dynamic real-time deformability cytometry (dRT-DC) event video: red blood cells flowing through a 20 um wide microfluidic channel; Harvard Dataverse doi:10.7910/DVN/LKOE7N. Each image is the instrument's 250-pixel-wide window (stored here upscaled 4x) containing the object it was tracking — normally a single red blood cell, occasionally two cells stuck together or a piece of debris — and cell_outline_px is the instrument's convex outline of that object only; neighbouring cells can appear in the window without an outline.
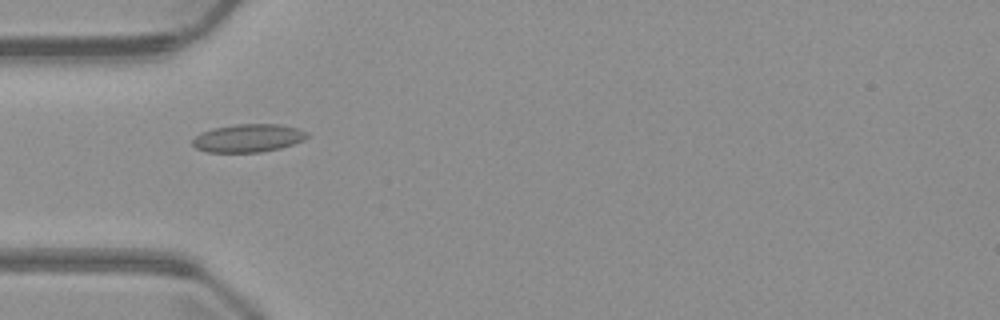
{"species": "common noctule bat (a hibernating species)", "species_latin": "Nyctalus noctula", "temperature_condition": "warm", "stored_images_in_passage": 6, "camera_frame_rate_fps": 3000, "um_per_image_px": 0.085, "animal": {"sex": "male", "body_mass_g": 23.1, "forearm_length_mm": 52.7}, "frame": {"image": 1, "passage_image": 4, "time_ms": 4.333, "image_size_px": [1000, 320], "cell_outline_px": [[308, 136], [304, 140], [280, 148], [260, 152], [208, 152], [196, 148], [192, 144], [192, 140], [200, 132], [212, 128], [236, 124], [280, 124], [296, 128], [308, 132]], "centroid_in_image_um": [21.08, 11.73], "position_along_channel_um": 63.9, "area_um2": 18.73}}
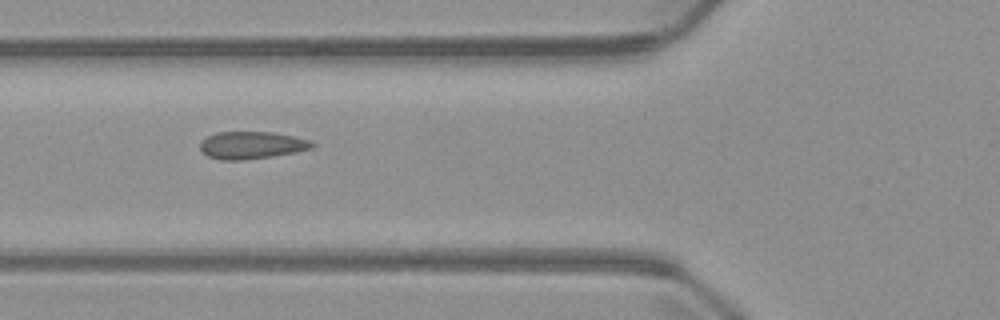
{"frame": {"image": 2, "passage_image": 5, "time_ms": 5.333, "image_size_px": [1000, 320], "cell_outline_px": [[316, 144], [312, 148], [296, 152], [272, 156], [244, 160], [220, 160], [208, 156], [200, 148], [200, 144], [208, 136], [216, 132], [272, 132], [312, 140]], "centroid_in_image_um": [21.42, 12.34], "position_along_channel_um": 104.4, "area_um2": 17.8}}
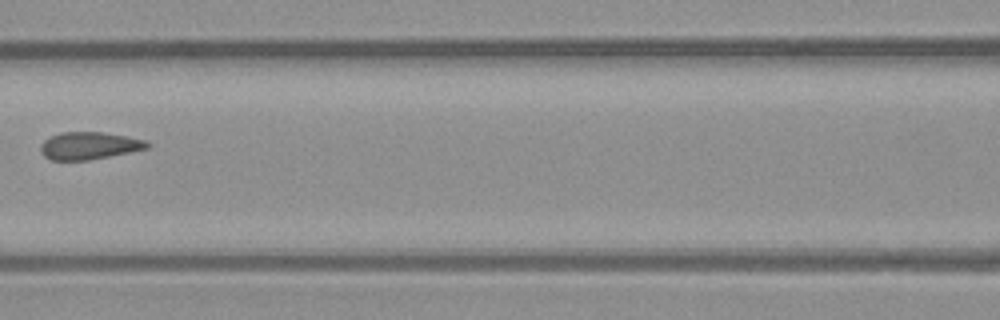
{"frame": {"image": 3, "passage_image": 6, "time_ms": 6.667, "image_size_px": [1000, 320], "cell_outline_px": [[152, 144], [148, 148], [88, 160], [52, 160], [44, 156], [40, 152], [40, 144], [44, 140], [60, 132], [104, 132], [128, 136], [148, 140]], "centroid_in_image_um": [7.59, 12.37], "position_along_channel_um": 159.0, "area_um2": 17.11}}